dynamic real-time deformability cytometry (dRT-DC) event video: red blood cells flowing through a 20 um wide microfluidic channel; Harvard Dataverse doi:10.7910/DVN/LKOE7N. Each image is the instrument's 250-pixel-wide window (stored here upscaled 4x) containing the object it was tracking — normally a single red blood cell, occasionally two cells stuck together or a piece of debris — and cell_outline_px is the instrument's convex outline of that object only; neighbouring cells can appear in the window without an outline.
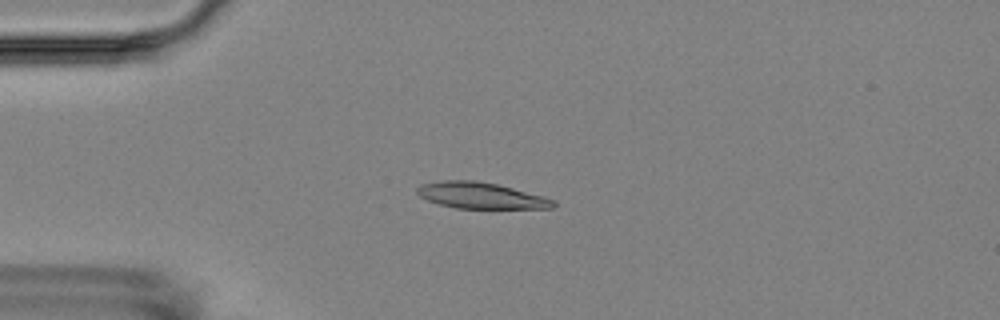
{"species": "Egyptian fruit bat (a non-hibernating species)", "species_latin": "Rousettus aegyptiacus", "temperature_condition": "room temperature", "stored_images_in_passage": 11, "camera_frame_rate_fps": 3000, "um_per_image_px": 0.085, "animal": {"sex": "female"}, "frame": {"image": 1, "passage_image": 4, "time_ms": 3.333, "image_size_px": [1000, 320], "cell_outline_px": [[556, 204], [552, 208], [456, 208], [440, 204], [428, 200], [420, 196], [416, 192], [416, 188], [420, 184], [444, 180], [476, 180], [496, 184], [544, 196], [556, 200]], "centroid_in_image_um": [40.87, 16.61], "position_along_channel_um": 44.1, "area_um2": 20.69}}
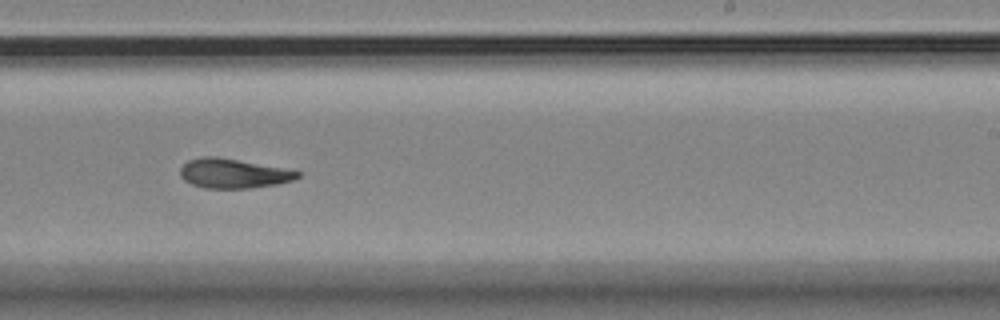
{"frame": {"image": 2, "passage_image": 10, "time_ms": 10.333, "image_size_px": [1000, 320], "cell_outline_px": [[300, 176], [296, 180], [276, 184], [248, 188], [204, 188], [192, 184], [184, 180], [180, 176], [180, 168], [188, 160], [204, 156], [216, 156], [280, 168], [300, 172]], "centroid_in_image_um": [19.79, 14.75], "position_along_channel_um": 269.2, "area_um2": 19.88}}
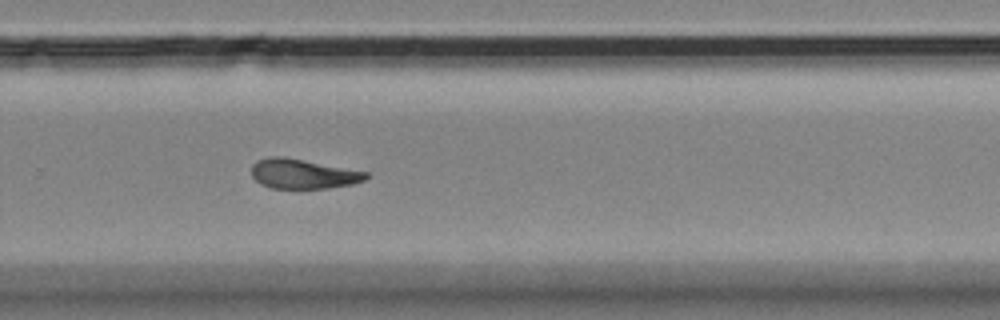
{"frame": {"image": 3, "passage_image": 11, "time_ms": 11.333, "image_size_px": [1000, 320], "cell_outline_px": [[368, 176], [364, 180], [352, 184], [328, 188], [272, 188], [260, 184], [252, 176], [252, 164], [256, 160], [272, 156], [284, 156], [368, 172]], "centroid_in_image_um": [25.73, 14.77], "position_along_channel_um": 304.1, "area_um2": 19.77}}